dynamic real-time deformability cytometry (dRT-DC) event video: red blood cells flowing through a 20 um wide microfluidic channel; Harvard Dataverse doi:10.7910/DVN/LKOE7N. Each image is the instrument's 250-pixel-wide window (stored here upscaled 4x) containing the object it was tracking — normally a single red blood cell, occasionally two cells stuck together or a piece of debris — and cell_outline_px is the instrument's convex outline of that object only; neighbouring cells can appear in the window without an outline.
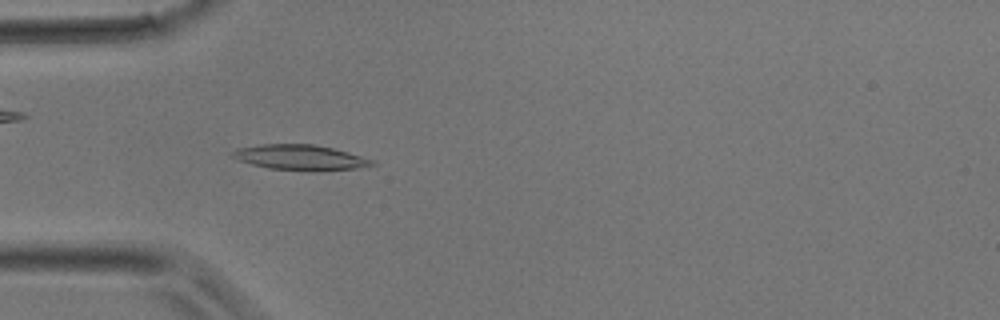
{"species": "common noctule bat (a hibernating species)", "species_latin": "Nyctalus noctula", "temperature_condition": "room temperature", "stored_images_in_passage": 34, "camera_frame_rate_fps": 3000, "um_per_image_px": 0.085, "animal": {"sex": "male", "body_mass_g": 17.9}, "frame": {"image": 1, "passage_image": 9, "time_ms": 2.667, "image_size_px": [1000, 320], "cell_outline_px": [[376, 164], [356, 168], [320, 172], [308, 172], [268, 168], [252, 164], [240, 160], [232, 156], [232, 152], [236, 148], [260, 144], [312, 144], [332, 148], [348, 152], [372, 160]], "centroid_in_image_um": [25.51, 13.4], "position_along_channel_um": 59.5, "area_um2": 20.69}}
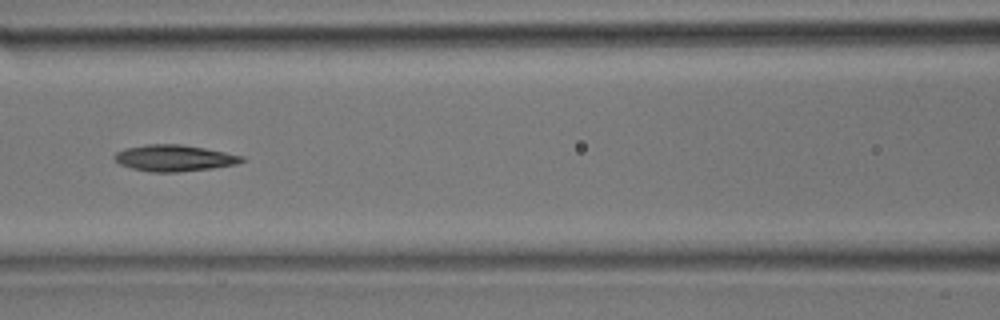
{"frame": {"image": 2, "passage_image": 14, "time_ms": 4.333, "image_size_px": [1000, 320], "cell_outline_px": [[244, 160], [236, 164], [212, 168], [180, 172], [148, 172], [132, 168], [120, 164], [112, 156], [116, 152], [124, 148], [144, 144], [180, 144], [204, 148], [244, 156]], "centroid_in_image_um": [14.77, 13.43], "position_along_channel_um": 151.8, "area_um2": 19.59}}
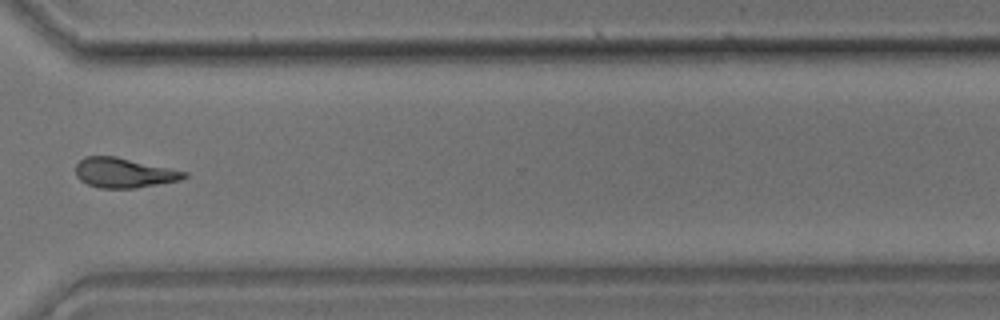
{"frame": {"image": 3, "passage_image": 25, "time_ms": 8.0, "image_size_px": [1000, 320], "cell_outline_px": [[188, 176], [180, 180], [136, 188], [100, 188], [88, 184], [80, 180], [76, 176], [76, 164], [84, 156], [116, 156], [188, 172]], "centroid_in_image_um": [10.53, 14.68], "position_along_channel_um": 360.1, "area_um2": 18.84}}